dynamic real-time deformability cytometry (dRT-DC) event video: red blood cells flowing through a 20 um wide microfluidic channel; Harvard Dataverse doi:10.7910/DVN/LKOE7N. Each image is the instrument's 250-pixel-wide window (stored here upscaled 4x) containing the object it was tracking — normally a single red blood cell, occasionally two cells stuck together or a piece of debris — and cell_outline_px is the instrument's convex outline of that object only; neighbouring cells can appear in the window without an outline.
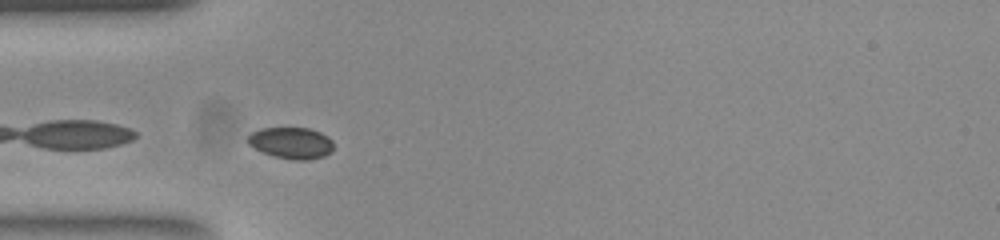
{"species": "common noctule bat (a hibernating species)", "species_latin": "Nyctalus noctula", "temperature_condition": "room temperature", "stored_images_in_passage": 38, "camera_frame_rate_fps": 3000, "um_per_image_px": 0.085, "animal": {"sex": "female", "body_mass_g": 23.0, "forearm_length_mm": 53.4}, "frame": {"image": 1, "passage_image": 1, "time_ms": 0.0, "image_size_px": [1000, 240], "cell_outline_px": [[332, 152], [324, 156], [308, 160], [292, 160], [276, 156], [264, 152], [248, 144], [248, 136], [252, 132], [260, 128], [308, 128], [320, 132], [328, 136], [332, 140]], "centroid_in_image_um": [24.78, 12.15], "position_along_channel_um": 60.2, "area_um2": 15.61}}
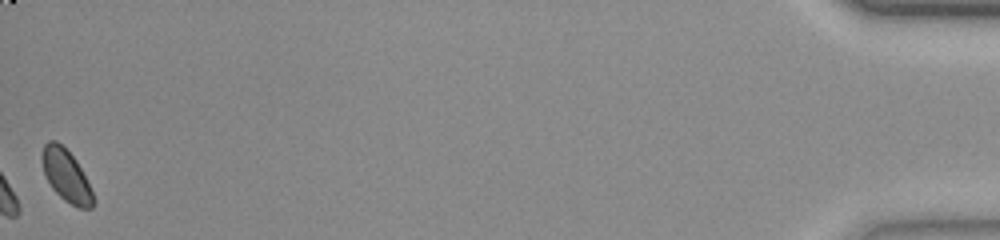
{"frame": {"image": 2, "passage_image": 38, "time_ms": 12.333, "image_size_px": [1000, 240], "cell_outline_px": [[96, 200], [92, 208], [80, 208], [64, 200], [52, 188], [44, 172], [40, 160], [40, 156], [44, 144], [48, 140], [56, 140], [76, 160]], "centroid_in_image_um": [5.6, 14.92], "position_along_channel_um": 429.6, "area_um2": 15.32}}